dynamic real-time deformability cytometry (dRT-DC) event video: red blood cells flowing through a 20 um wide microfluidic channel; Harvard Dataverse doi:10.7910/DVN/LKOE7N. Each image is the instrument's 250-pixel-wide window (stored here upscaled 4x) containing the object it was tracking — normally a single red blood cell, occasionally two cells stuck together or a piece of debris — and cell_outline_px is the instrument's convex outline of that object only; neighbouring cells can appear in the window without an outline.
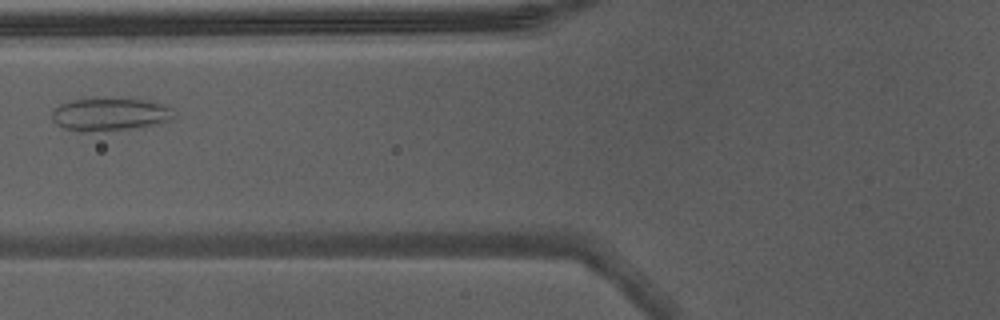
{"species": "Egyptian fruit bat (a non-hibernating species)", "species_latin": "Rousettus aegyptiacus", "temperature_condition": "warm", "stored_images_in_passage": 2, "camera_frame_rate_fps": 3000, "um_per_image_px": 0.085, "animal": {"sex": "male"}, "frame": {"image": 1, "passage_image": 2, "time_ms": 0.333, "image_size_px": [1000, 320], "cell_outline_px": [[172, 120], [144, 128], [84, 132], [64, 128], [56, 124], [52, 120], [52, 112], [60, 104], [72, 100], [144, 100], [164, 104], [172, 108]], "centroid_in_image_um": [9.37, 9.76], "position_along_channel_um": 116.4, "area_um2": 23.06}}